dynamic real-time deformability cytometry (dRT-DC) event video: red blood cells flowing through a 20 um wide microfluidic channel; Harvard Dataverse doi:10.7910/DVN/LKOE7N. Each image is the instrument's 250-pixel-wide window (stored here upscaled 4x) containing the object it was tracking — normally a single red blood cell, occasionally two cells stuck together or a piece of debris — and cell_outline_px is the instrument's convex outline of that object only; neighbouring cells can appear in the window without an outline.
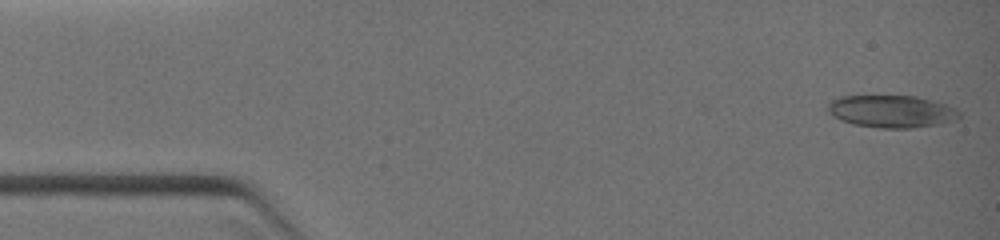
{"species": "common noctule bat (a hibernating species)", "species_latin": "Nyctalus noctula", "temperature_condition": "warm", "stored_images_in_passage": 3, "camera_frame_rate_fps": 3000, "um_per_image_px": 0.085, "animal": {"sex": "female", "body_mass_g": 19.0, "forearm_length_mm": 51.5}, "frame": {"image": 1, "passage_image": 1, "time_ms": 0.0, "image_size_px": [1000, 240], "cell_outline_px": [[960, 116], [956, 120], [912, 128], [880, 128], [856, 124], [844, 120], [828, 112], [828, 100], [840, 96], [916, 96], [944, 104], [956, 108], [960, 112]], "centroid_in_image_um": [75.78, 9.45], "position_along_channel_um": 9.2, "area_um2": 24.45}}